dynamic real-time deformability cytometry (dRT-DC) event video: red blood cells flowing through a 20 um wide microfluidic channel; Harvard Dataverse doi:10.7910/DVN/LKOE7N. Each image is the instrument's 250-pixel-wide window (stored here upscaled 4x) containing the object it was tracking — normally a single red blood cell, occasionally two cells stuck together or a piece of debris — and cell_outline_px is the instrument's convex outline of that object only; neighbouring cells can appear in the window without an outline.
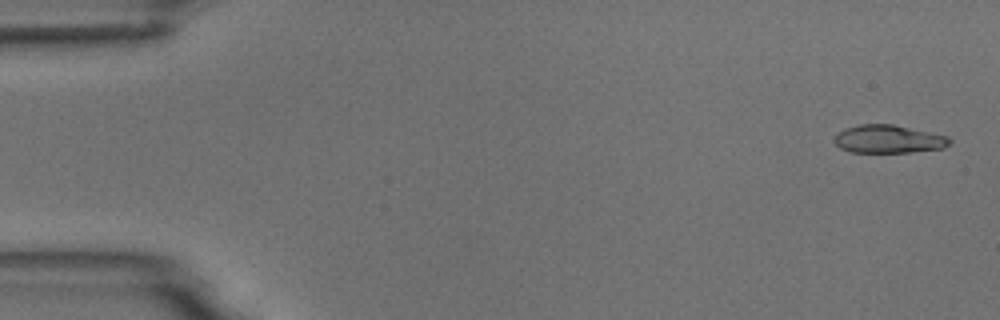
{"species": "common noctule bat (a hibernating species)", "species_latin": "Nyctalus noctula", "temperature_condition": "room temperature", "stored_images_in_passage": 5, "camera_frame_rate_fps": 3000, "um_per_image_px": 0.085, "animal": {"sex": "male", "body_mass_g": 18.8}, "frame": {"image": 1, "passage_image": 1, "time_ms": 0.0, "image_size_px": [1000, 320], "cell_outline_px": [[952, 140], [944, 148], [912, 152], [852, 152], [840, 148], [832, 140], [844, 128], [860, 124], [892, 124], [948, 136]], "centroid_in_image_um": [75.52, 11.82], "position_along_channel_um": 9.5, "area_um2": 18.79}}
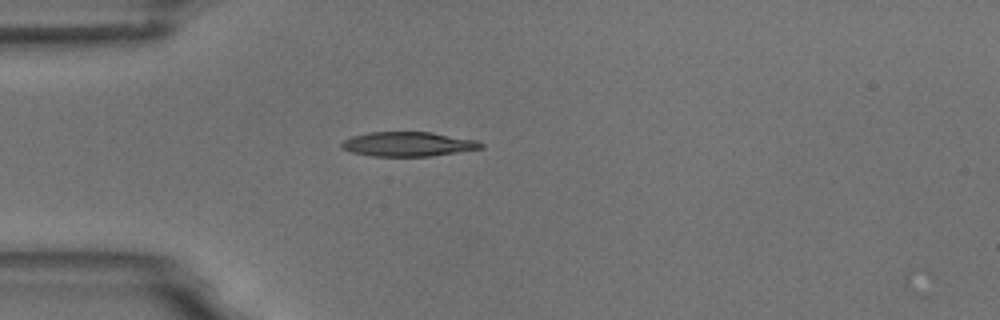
{"frame": {"image": 2, "passage_image": 5, "time_ms": 4.333, "image_size_px": [1000, 320], "cell_outline_px": [[484, 148], [432, 156], [372, 156], [352, 152], [340, 148], [340, 144], [344, 140], [352, 136], [368, 132], [432, 132], [476, 140], [484, 144]], "centroid_in_image_um": [34.68, 12.25], "position_along_channel_um": 50.3, "area_um2": 19.94}}